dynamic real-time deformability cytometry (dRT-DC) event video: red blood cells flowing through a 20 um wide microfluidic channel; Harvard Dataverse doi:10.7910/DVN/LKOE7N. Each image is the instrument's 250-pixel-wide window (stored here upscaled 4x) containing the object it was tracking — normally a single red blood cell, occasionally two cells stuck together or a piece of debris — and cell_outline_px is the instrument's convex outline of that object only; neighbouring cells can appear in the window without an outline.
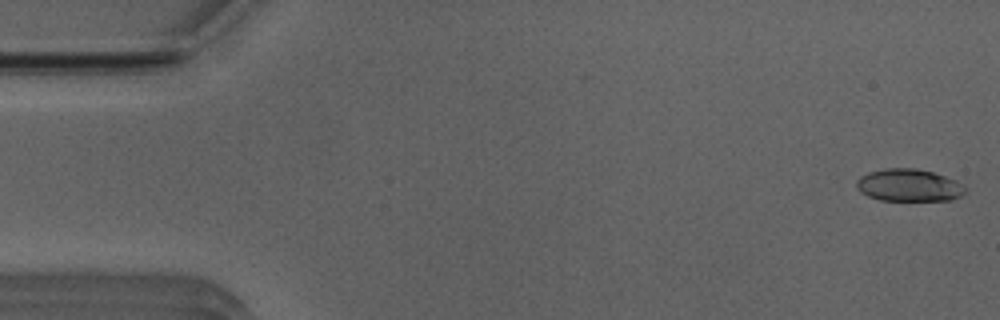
{"species": "Egyptian fruit bat (a non-hibernating species)", "species_latin": "Rousettus aegyptiacus", "temperature_condition": "room temperature", "stored_images_in_passage": 51, "camera_frame_rate_fps": 3000, "um_per_image_px": 0.085, "animal": {"sex": "male"}, "frame": {"image": 1, "passage_image": 1, "time_ms": 0.0, "image_size_px": [1000, 320], "cell_outline_px": [[968, 188], [960, 196], [952, 200], [880, 200], [868, 196], [860, 192], [856, 188], [856, 180], [860, 176], [868, 172], [884, 168], [916, 168], [932, 172], [956, 180]], "centroid_in_image_um": [77.23, 15.74], "position_along_channel_um": 7.8, "area_um2": 20.63}}
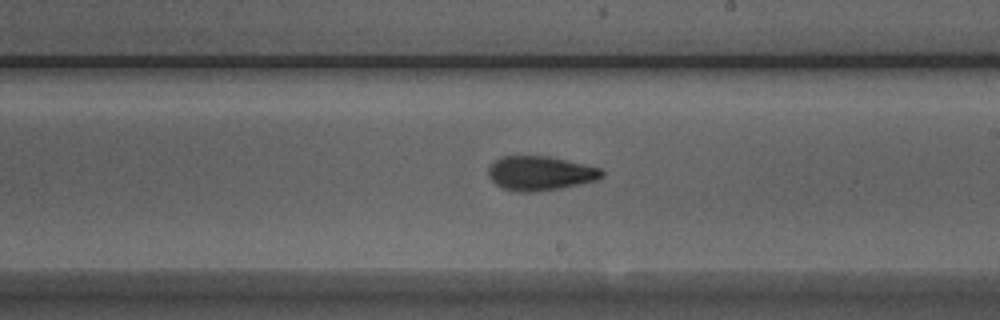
{"frame": {"image": 2, "passage_image": 29, "time_ms": 9.333, "image_size_px": [1000, 320], "cell_outline_px": [[604, 176], [596, 180], [580, 184], [560, 188], [536, 192], [520, 192], [504, 188], [496, 184], [488, 176], [488, 168], [496, 160], [504, 156], [548, 156], [584, 164], [600, 168], [604, 172]], "centroid_in_image_um": [45.93, 14.73], "position_along_channel_um": 243.1, "area_um2": 22.54}}
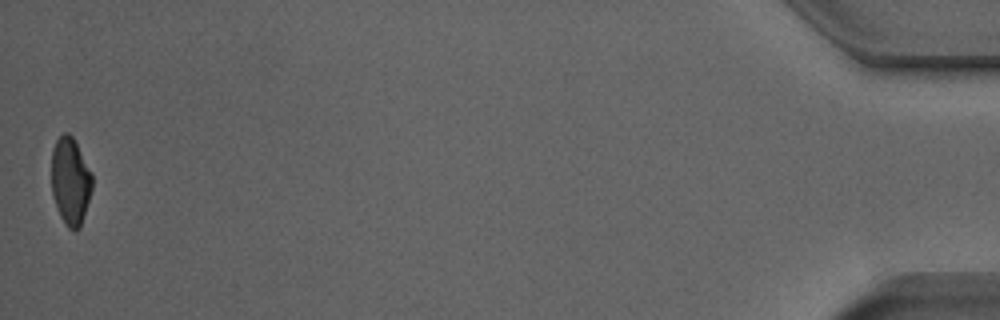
{"frame": {"image": 3, "passage_image": 51, "time_ms": 16.667, "image_size_px": [1000, 320], "cell_outline_px": [[92, 188], [80, 228], [76, 232], [68, 228], [64, 224], [60, 216], [52, 196], [52, 148], [56, 140], [64, 132], [68, 132], [72, 136], [92, 172]], "centroid_in_image_um": [5.98, 15.41], "position_along_channel_um": 429.2, "area_um2": 20.81}, "authors_computed_cell_mechanics": {"area_um2": 21.5594, "velocity_mm_per_s": 3.9477, "shape_relaxation_time_tau1_ms": 4.578, "shape_relaxation_time_tau2_ms": 3.0412, "deformation_change_tau1": 0.1613, "deformation_change_tau2": 0.1109}}